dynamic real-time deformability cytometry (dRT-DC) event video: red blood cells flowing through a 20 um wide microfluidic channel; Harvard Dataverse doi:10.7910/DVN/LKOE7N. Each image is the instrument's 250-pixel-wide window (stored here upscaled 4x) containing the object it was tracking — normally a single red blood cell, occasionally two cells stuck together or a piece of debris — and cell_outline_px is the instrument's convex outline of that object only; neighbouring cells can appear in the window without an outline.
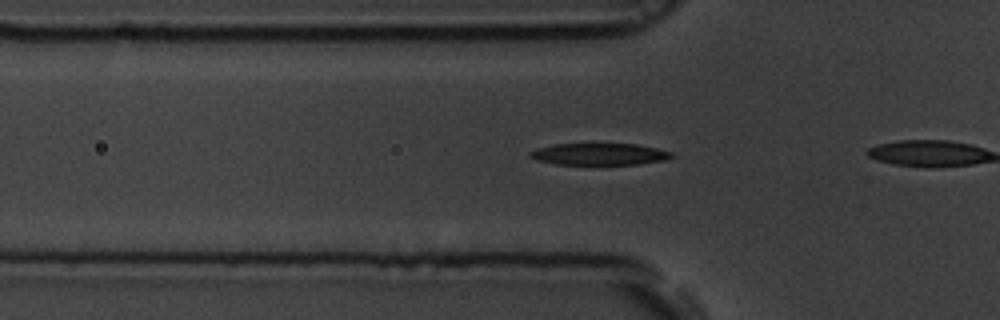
{"species": "common noctule bat (a hibernating species)", "species_latin": "Nyctalus noctula", "temperature_condition": "room temperature", "stored_images_in_passage": 3, "camera_frame_rate_fps": 3000, "um_per_image_px": 0.085, "animal": {"sex": "male", "body_mass_g": 19.5, "forearm_length_mm": 54.6}, "frame": {"image": 1, "passage_image": 2, "time_ms": 0.333, "image_size_px": [1000, 320], "cell_outline_px": [[676, 156], [664, 160], [640, 164], [556, 164], [536, 160], [528, 156], [528, 152], [540, 148], [556, 144], [636, 144], [656, 148], [672, 152]], "centroid_in_image_um": [50.97, 13.1], "position_along_channel_um": 74.8, "area_um2": 17.86}}